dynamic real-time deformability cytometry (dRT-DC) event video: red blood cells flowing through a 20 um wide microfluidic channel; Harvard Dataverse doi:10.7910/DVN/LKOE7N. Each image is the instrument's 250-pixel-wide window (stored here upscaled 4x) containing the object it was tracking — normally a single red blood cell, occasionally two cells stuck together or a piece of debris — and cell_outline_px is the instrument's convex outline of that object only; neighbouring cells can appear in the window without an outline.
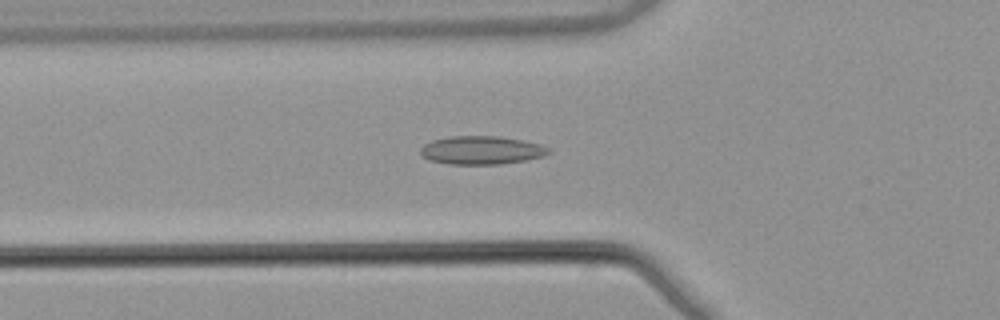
{"species": "common noctule bat (a hibernating species)", "species_latin": "Nyctalus noctula", "temperature_condition": "warm", "stored_images_in_passage": 55, "camera_frame_rate_fps": 3000, "um_per_image_px": 0.085, "animal": {"sex": "male", "body_mass_g": 21.5, "forearm_length_mm": 52.0}, "frame": {"image": 1, "passage_image": 20, "time_ms": 6.333, "image_size_px": [1000, 320], "cell_outline_px": [[552, 152], [544, 156], [524, 160], [500, 164], [448, 164], [432, 160], [424, 156], [420, 152], [420, 148], [424, 144], [432, 140], [452, 136], [500, 136], [520, 140], [536, 144], [548, 148]], "centroid_in_image_um": [40.91, 12.76], "position_along_channel_um": 84.9, "area_um2": 20.87}}
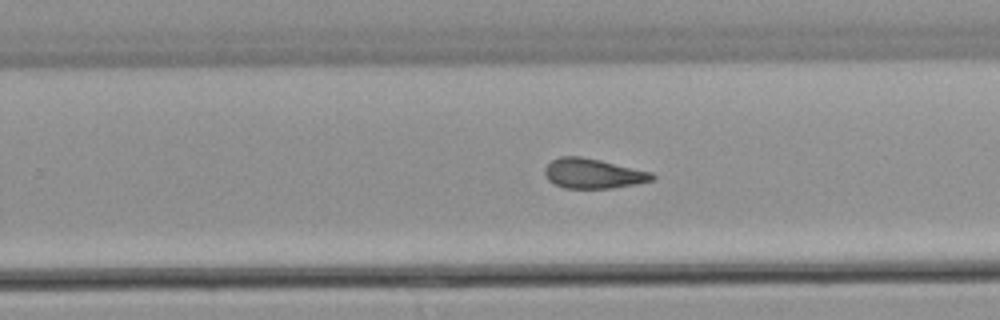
{"frame": {"image": 2, "passage_image": 35, "time_ms": 11.333, "image_size_px": [1000, 320], "cell_outline_px": [[656, 176], [652, 180], [636, 184], [612, 188], [564, 188], [548, 180], [544, 172], [544, 168], [552, 160], [560, 156], [580, 156], [600, 160], [652, 172]], "centroid_in_image_um": [50.41, 14.74], "position_along_channel_um": 279.4, "area_um2": 18.61}}
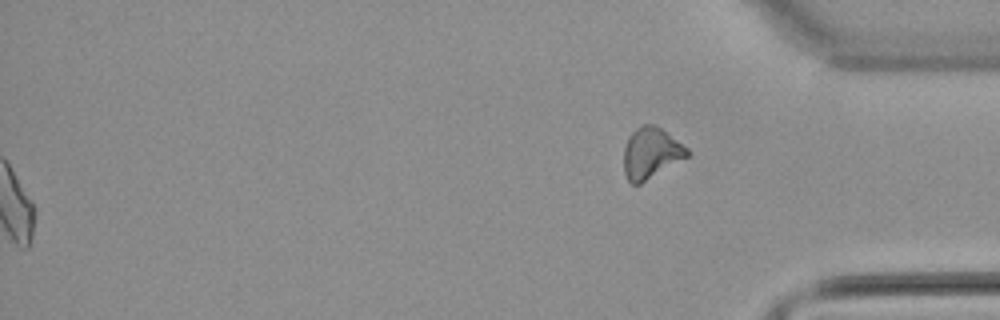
{"frame": {"image": 3, "passage_image": 55, "time_ms": 18.0, "image_size_px": [1000, 320], "cell_outline_px": [[688, 156], [640, 184], [632, 184], [628, 180], [624, 172], [624, 148], [628, 136], [636, 128], [644, 124], [652, 124], [660, 128], [688, 148]], "centroid_in_image_um": [55.3, 13.01], "position_along_channel_um": 379.9, "area_um2": 18.55}, "authors_computed_cell_mechanics": {"area_um2": 19.0162, "velocity_mm_per_s": 3.8853, "shape_relaxation_time_tau1_ms": null, "shape_relaxation_time_tau2_ms": 3.143, "deformation_change_tau1": null, "deformation_change_tau2": 0.0972}}